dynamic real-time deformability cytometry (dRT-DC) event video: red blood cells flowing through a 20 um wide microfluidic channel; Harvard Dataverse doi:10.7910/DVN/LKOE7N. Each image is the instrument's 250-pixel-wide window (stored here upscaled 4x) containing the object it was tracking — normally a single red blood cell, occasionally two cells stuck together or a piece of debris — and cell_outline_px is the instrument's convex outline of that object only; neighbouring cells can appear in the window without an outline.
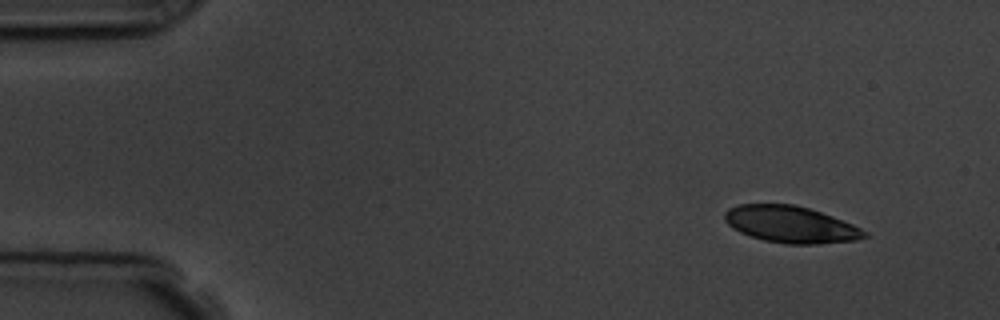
{"species": "common noctule bat (a hibernating species)", "species_latin": "Nyctalus noctula", "temperature_condition": "room temperature", "stored_images_in_passage": 3, "camera_frame_rate_fps": 3000, "um_per_image_px": 0.085, "animal": {"sex": "male", "body_mass_g": 19.5, "forearm_length_mm": 54.6}, "frame": {"image": 1, "passage_image": 1, "time_ms": 0.0, "image_size_px": [1000, 320], "cell_outline_px": [[868, 236], [856, 240], [816, 244], [784, 244], [764, 240], [740, 232], [732, 228], [724, 220], [724, 212], [728, 208], [740, 204], [792, 204], [808, 208], [832, 216], [852, 224], [868, 232]], "centroid_in_image_um": [67.19, 19.08], "position_along_channel_um": 17.8, "area_um2": 29.82}}